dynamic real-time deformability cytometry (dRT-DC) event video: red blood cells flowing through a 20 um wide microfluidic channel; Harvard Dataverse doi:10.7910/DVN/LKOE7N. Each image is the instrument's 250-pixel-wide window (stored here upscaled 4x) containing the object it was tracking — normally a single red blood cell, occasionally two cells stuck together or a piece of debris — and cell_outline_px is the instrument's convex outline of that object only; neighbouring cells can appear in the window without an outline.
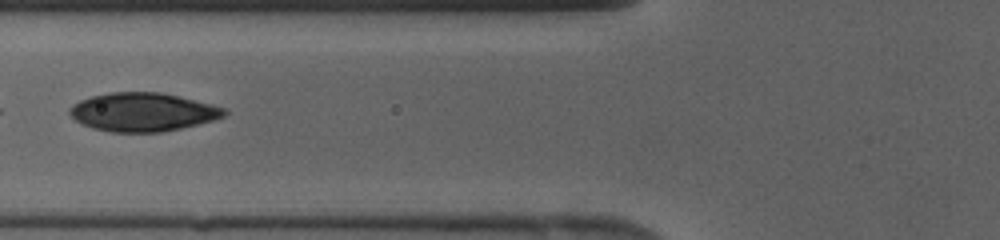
{"species": "human", "species_latin": "Homo sapiens", "temperature_condition": "cold", "stored_images_in_passage": 41, "segment_of_instrument_passage": [2, 2], "camera_frame_rate_fps": 3000, "um_per_image_px": 0.085, "donor": {"sex": "female"}, "frame": {"image": 1, "passage_image": 17, "time_ms": 5.333, "image_size_px": [1000, 240], "cell_outline_px": [[228, 112], [224, 116], [212, 120], [180, 128], [160, 132], [112, 132], [92, 128], [76, 120], [68, 112], [72, 104], [80, 100], [92, 96], [112, 92], [160, 92], [212, 104], [228, 108]], "centroid_in_image_um": [12.14, 9.52], "position_along_channel_um": 113.7, "area_um2": 34.51}}
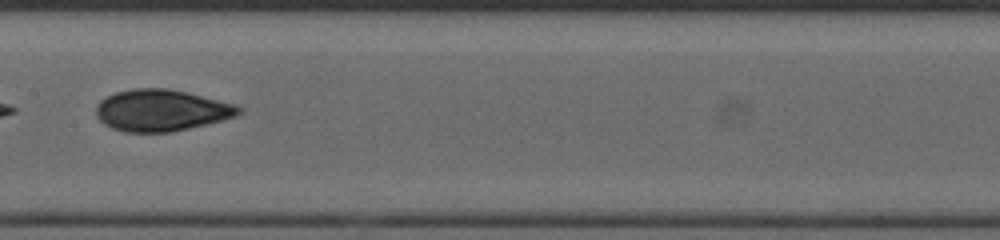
{"frame": {"image": 2, "passage_image": 22, "time_ms": 7.0, "image_size_px": [1000, 240], "cell_outline_px": [[244, 112], [236, 116], [172, 132], [124, 132], [112, 128], [104, 124], [96, 116], [96, 104], [100, 100], [116, 92], [132, 88], [168, 88], [236, 104], [244, 108]], "centroid_in_image_um": [13.71, 9.37], "position_along_channel_um": 193.7, "area_um2": 34.56}}
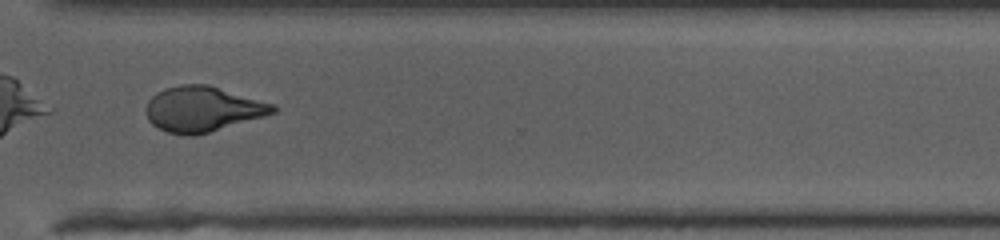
{"frame": {"image": 3, "passage_image": 32, "time_ms": 10.333, "image_size_px": [1000, 240], "cell_outline_px": [[276, 112], [264, 116], [208, 132], [192, 136], [184, 136], [168, 132], [152, 124], [148, 120], [144, 108], [148, 100], [156, 92], [164, 88], [180, 84], [208, 84], [276, 104]], "centroid_in_image_um": [17.2, 9.25], "position_along_channel_um": 353.4, "area_um2": 33.64}}